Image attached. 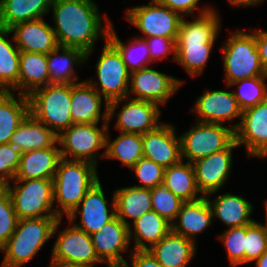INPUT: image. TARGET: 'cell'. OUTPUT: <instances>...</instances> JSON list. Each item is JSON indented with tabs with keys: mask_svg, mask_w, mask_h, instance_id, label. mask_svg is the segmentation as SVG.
<instances>
[{
	"mask_svg": "<svg viewBox=\"0 0 267 267\" xmlns=\"http://www.w3.org/2000/svg\"><path fill=\"white\" fill-rule=\"evenodd\" d=\"M104 158L119 159L132 168L143 157L142 135L122 133L111 143L106 139Z\"/></svg>",
	"mask_w": 267,
	"mask_h": 267,
	"instance_id": "cell-36",
	"label": "cell"
},
{
	"mask_svg": "<svg viewBox=\"0 0 267 267\" xmlns=\"http://www.w3.org/2000/svg\"><path fill=\"white\" fill-rule=\"evenodd\" d=\"M131 233L130 225L115 216L98 232L90 235L98 259L108 262V267H123L127 262L119 253L127 250Z\"/></svg>",
	"mask_w": 267,
	"mask_h": 267,
	"instance_id": "cell-13",
	"label": "cell"
},
{
	"mask_svg": "<svg viewBox=\"0 0 267 267\" xmlns=\"http://www.w3.org/2000/svg\"><path fill=\"white\" fill-rule=\"evenodd\" d=\"M108 40L118 49V51L122 55L123 61L126 64V67L129 72L145 68L147 67V64H150V62H152L150 58L149 47L146 43L145 38L144 39L136 38L134 41H132L131 43L132 45L130 44L129 46H126L116 36V33L114 32L111 26L108 34ZM136 48L142 50V54L140 55L139 58H135L134 55L132 54L134 49Z\"/></svg>",
	"mask_w": 267,
	"mask_h": 267,
	"instance_id": "cell-37",
	"label": "cell"
},
{
	"mask_svg": "<svg viewBox=\"0 0 267 267\" xmlns=\"http://www.w3.org/2000/svg\"><path fill=\"white\" fill-rule=\"evenodd\" d=\"M194 241L171 230L149 251L163 267H186L194 256Z\"/></svg>",
	"mask_w": 267,
	"mask_h": 267,
	"instance_id": "cell-23",
	"label": "cell"
},
{
	"mask_svg": "<svg viewBox=\"0 0 267 267\" xmlns=\"http://www.w3.org/2000/svg\"><path fill=\"white\" fill-rule=\"evenodd\" d=\"M174 127L161 124L142 135L143 157L153 160L164 169L179 163L181 157L180 137H175Z\"/></svg>",
	"mask_w": 267,
	"mask_h": 267,
	"instance_id": "cell-15",
	"label": "cell"
},
{
	"mask_svg": "<svg viewBox=\"0 0 267 267\" xmlns=\"http://www.w3.org/2000/svg\"><path fill=\"white\" fill-rule=\"evenodd\" d=\"M28 98L30 114L47 127H52L51 130L57 136L73 124L71 116V84L42 86L31 92Z\"/></svg>",
	"mask_w": 267,
	"mask_h": 267,
	"instance_id": "cell-5",
	"label": "cell"
},
{
	"mask_svg": "<svg viewBox=\"0 0 267 267\" xmlns=\"http://www.w3.org/2000/svg\"><path fill=\"white\" fill-rule=\"evenodd\" d=\"M135 250H149L172 230V224L154 210L133 221ZM143 239L151 245L148 247Z\"/></svg>",
	"mask_w": 267,
	"mask_h": 267,
	"instance_id": "cell-34",
	"label": "cell"
},
{
	"mask_svg": "<svg viewBox=\"0 0 267 267\" xmlns=\"http://www.w3.org/2000/svg\"><path fill=\"white\" fill-rule=\"evenodd\" d=\"M52 260L83 264L92 267L101 262L91 236L75 225L60 232L53 246Z\"/></svg>",
	"mask_w": 267,
	"mask_h": 267,
	"instance_id": "cell-17",
	"label": "cell"
},
{
	"mask_svg": "<svg viewBox=\"0 0 267 267\" xmlns=\"http://www.w3.org/2000/svg\"><path fill=\"white\" fill-rule=\"evenodd\" d=\"M220 238L228 251V258L231 261V265L244 264L246 225L242 227H229Z\"/></svg>",
	"mask_w": 267,
	"mask_h": 267,
	"instance_id": "cell-40",
	"label": "cell"
},
{
	"mask_svg": "<svg viewBox=\"0 0 267 267\" xmlns=\"http://www.w3.org/2000/svg\"><path fill=\"white\" fill-rule=\"evenodd\" d=\"M201 122L221 124L225 120L242 117V110L233 92L220 90L206 91L194 107Z\"/></svg>",
	"mask_w": 267,
	"mask_h": 267,
	"instance_id": "cell-19",
	"label": "cell"
},
{
	"mask_svg": "<svg viewBox=\"0 0 267 267\" xmlns=\"http://www.w3.org/2000/svg\"><path fill=\"white\" fill-rule=\"evenodd\" d=\"M266 220H267V202H266ZM265 227V230L267 231V222L266 225H263Z\"/></svg>",
	"mask_w": 267,
	"mask_h": 267,
	"instance_id": "cell-53",
	"label": "cell"
},
{
	"mask_svg": "<svg viewBox=\"0 0 267 267\" xmlns=\"http://www.w3.org/2000/svg\"><path fill=\"white\" fill-rule=\"evenodd\" d=\"M160 110L158 104L132 99L118 113L116 128L122 133L143 135L156 129Z\"/></svg>",
	"mask_w": 267,
	"mask_h": 267,
	"instance_id": "cell-20",
	"label": "cell"
},
{
	"mask_svg": "<svg viewBox=\"0 0 267 267\" xmlns=\"http://www.w3.org/2000/svg\"><path fill=\"white\" fill-rule=\"evenodd\" d=\"M98 182L96 165L87 161L59 160L53 178L54 200L57 199L70 223L86 193Z\"/></svg>",
	"mask_w": 267,
	"mask_h": 267,
	"instance_id": "cell-3",
	"label": "cell"
},
{
	"mask_svg": "<svg viewBox=\"0 0 267 267\" xmlns=\"http://www.w3.org/2000/svg\"><path fill=\"white\" fill-rule=\"evenodd\" d=\"M146 43L149 47L151 61L161 59L167 56L170 51L174 53V60H176V40L177 38H166L154 36L146 38Z\"/></svg>",
	"mask_w": 267,
	"mask_h": 267,
	"instance_id": "cell-45",
	"label": "cell"
},
{
	"mask_svg": "<svg viewBox=\"0 0 267 267\" xmlns=\"http://www.w3.org/2000/svg\"><path fill=\"white\" fill-rule=\"evenodd\" d=\"M103 128L97 127L98 123L72 124L58 136V142L64 148L60 149L63 159H68L70 153L73 160L87 161L96 165V151L106 147L108 134V107L102 115Z\"/></svg>",
	"mask_w": 267,
	"mask_h": 267,
	"instance_id": "cell-9",
	"label": "cell"
},
{
	"mask_svg": "<svg viewBox=\"0 0 267 267\" xmlns=\"http://www.w3.org/2000/svg\"><path fill=\"white\" fill-rule=\"evenodd\" d=\"M114 198L116 216L127 225L129 224L125 217L135 221L152 210L151 192L148 188L136 186L121 188L115 191Z\"/></svg>",
	"mask_w": 267,
	"mask_h": 267,
	"instance_id": "cell-30",
	"label": "cell"
},
{
	"mask_svg": "<svg viewBox=\"0 0 267 267\" xmlns=\"http://www.w3.org/2000/svg\"><path fill=\"white\" fill-rule=\"evenodd\" d=\"M50 267H89L83 264L52 260Z\"/></svg>",
	"mask_w": 267,
	"mask_h": 267,
	"instance_id": "cell-49",
	"label": "cell"
},
{
	"mask_svg": "<svg viewBox=\"0 0 267 267\" xmlns=\"http://www.w3.org/2000/svg\"><path fill=\"white\" fill-rule=\"evenodd\" d=\"M152 199V210L166 219L169 223L177 218L181 209L182 201L174 195L163 184L150 189Z\"/></svg>",
	"mask_w": 267,
	"mask_h": 267,
	"instance_id": "cell-39",
	"label": "cell"
},
{
	"mask_svg": "<svg viewBox=\"0 0 267 267\" xmlns=\"http://www.w3.org/2000/svg\"><path fill=\"white\" fill-rule=\"evenodd\" d=\"M132 267H163L149 250H134ZM123 267H130L127 263Z\"/></svg>",
	"mask_w": 267,
	"mask_h": 267,
	"instance_id": "cell-46",
	"label": "cell"
},
{
	"mask_svg": "<svg viewBox=\"0 0 267 267\" xmlns=\"http://www.w3.org/2000/svg\"><path fill=\"white\" fill-rule=\"evenodd\" d=\"M179 163L164 170L163 185L174 195L184 202L196 201L201 197H196L199 191L192 163Z\"/></svg>",
	"mask_w": 267,
	"mask_h": 267,
	"instance_id": "cell-33",
	"label": "cell"
},
{
	"mask_svg": "<svg viewBox=\"0 0 267 267\" xmlns=\"http://www.w3.org/2000/svg\"><path fill=\"white\" fill-rule=\"evenodd\" d=\"M96 70L101 90L96 88V82L88 81V83L104 96L106 107H108V120H110L116 106L122 102L121 100L129 97L130 72L122 55L108 39L96 64Z\"/></svg>",
	"mask_w": 267,
	"mask_h": 267,
	"instance_id": "cell-6",
	"label": "cell"
},
{
	"mask_svg": "<svg viewBox=\"0 0 267 267\" xmlns=\"http://www.w3.org/2000/svg\"><path fill=\"white\" fill-rule=\"evenodd\" d=\"M131 169H134L135 174L144 184L136 187L152 189L163 183L165 169L153 160L142 157Z\"/></svg>",
	"mask_w": 267,
	"mask_h": 267,
	"instance_id": "cell-42",
	"label": "cell"
},
{
	"mask_svg": "<svg viewBox=\"0 0 267 267\" xmlns=\"http://www.w3.org/2000/svg\"><path fill=\"white\" fill-rule=\"evenodd\" d=\"M223 53L227 85L246 78L267 76L260 61L255 34L237 31L226 42Z\"/></svg>",
	"mask_w": 267,
	"mask_h": 267,
	"instance_id": "cell-8",
	"label": "cell"
},
{
	"mask_svg": "<svg viewBox=\"0 0 267 267\" xmlns=\"http://www.w3.org/2000/svg\"><path fill=\"white\" fill-rule=\"evenodd\" d=\"M17 222L18 218L10 194L6 191L0 197V248L14 233Z\"/></svg>",
	"mask_w": 267,
	"mask_h": 267,
	"instance_id": "cell-43",
	"label": "cell"
},
{
	"mask_svg": "<svg viewBox=\"0 0 267 267\" xmlns=\"http://www.w3.org/2000/svg\"><path fill=\"white\" fill-rule=\"evenodd\" d=\"M257 267H267V251L264 252L257 260Z\"/></svg>",
	"mask_w": 267,
	"mask_h": 267,
	"instance_id": "cell-51",
	"label": "cell"
},
{
	"mask_svg": "<svg viewBox=\"0 0 267 267\" xmlns=\"http://www.w3.org/2000/svg\"><path fill=\"white\" fill-rule=\"evenodd\" d=\"M7 191V184L0 180V197Z\"/></svg>",
	"mask_w": 267,
	"mask_h": 267,
	"instance_id": "cell-52",
	"label": "cell"
},
{
	"mask_svg": "<svg viewBox=\"0 0 267 267\" xmlns=\"http://www.w3.org/2000/svg\"><path fill=\"white\" fill-rule=\"evenodd\" d=\"M101 101V95L87 81L71 84L73 124L98 123Z\"/></svg>",
	"mask_w": 267,
	"mask_h": 267,
	"instance_id": "cell-25",
	"label": "cell"
},
{
	"mask_svg": "<svg viewBox=\"0 0 267 267\" xmlns=\"http://www.w3.org/2000/svg\"><path fill=\"white\" fill-rule=\"evenodd\" d=\"M264 78L267 76L246 78L230 84H239V91L233 93L242 111L267 99V87L263 81Z\"/></svg>",
	"mask_w": 267,
	"mask_h": 267,
	"instance_id": "cell-38",
	"label": "cell"
},
{
	"mask_svg": "<svg viewBox=\"0 0 267 267\" xmlns=\"http://www.w3.org/2000/svg\"><path fill=\"white\" fill-rule=\"evenodd\" d=\"M207 200L213 216L219 217L229 227H242L254 222L249 218L252 205L240 196L227 193L217 197L213 203Z\"/></svg>",
	"mask_w": 267,
	"mask_h": 267,
	"instance_id": "cell-31",
	"label": "cell"
},
{
	"mask_svg": "<svg viewBox=\"0 0 267 267\" xmlns=\"http://www.w3.org/2000/svg\"><path fill=\"white\" fill-rule=\"evenodd\" d=\"M51 6L57 24L53 30L59 46L78 48L86 54L87 60L99 35L108 39L112 25L107 21L105 31L102 29L99 11L92 0H53Z\"/></svg>",
	"mask_w": 267,
	"mask_h": 267,
	"instance_id": "cell-1",
	"label": "cell"
},
{
	"mask_svg": "<svg viewBox=\"0 0 267 267\" xmlns=\"http://www.w3.org/2000/svg\"><path fill=\"white\" fill-rule=\"evenodd\" d=\"M106 200L100 181L94 185L84 196L79 206H82L81 226L76 227L82 229L87 234L92 235L98 232L104 225L111 221L115 216V198L113 196L112 212H108Z\"/></svg>",
	"mask_w": 267,
	"mask_h": 267,
	"instance_id": "cell-22",
	"label": "cell"
},
{
	"mask_svg": "<svg viewBox=\"0 0 267 267\" xmlns=\"http://www.w3.org/2000/svg\"><path fill=\"white\" fill-rule=\"evenodd\" d=\"M53 0H0V28L9 29L21 22L41 19Z\"/></svg>",
	"mask_w": 267,
	"mask_h": 267,
	"instance_id": "cell-27",
	"label": "cell"
},
{
	"mask_svg": "<svg viewBox=\"0 0 267 267\" xmlns=\"http://www.w3.org/2000/svg\"><path fill=\"white\" fill-rule=\"evenodd\" d=\"M49 84L47 54L20 52L18 88H26L28 91L19 90V93L29 96L31 92L41 88V85Z\"/></svg>",
	"mask_w": 267,
	"mask_h": 267,
	"instance_id": "cell-29",
	"label": "cell"
},
{
	"mask_svg": "<svg viewBox=\"0 0 267 267\" xmlns=\"http://www.w3.org/2000/svg\"><path fill=\"white\" fill-rule=\"evenodd\" d=\"M15 181L25 182L23 185H15L14 190L7 184V192L10 194L18 220L41 217L62 218L61 208L51 210L54 202L53 179ZM43 212L49 213L45 215Z\"/></svg>",
	"mask_w": 267,
	"mask_h": 267,
	"instance_id": "cell-7",
	"label": "cell"
},
{
	"mask_svg": "<svg viewBox=\"0 0 267 267\" xmlns=\"http://www.w3.org/2000/svg\"><path fill=\"white\" fill-rule=\"evenodd\" d=\"M195 21L180 23L176 40V60L194 77L200 73L218 34L219 20L214 10L203 9Z\"/></svg>",
	"mask_w": 267,
	"mask_h": 267,
	"instance_id": "cell-2",
	"label": "cell"
},
{
	"mask_svg": "<svg viewBox=\"0 0 267 267\" xmlns=\"http://www.w3.org/2000/svg\"><path fill=\"white\" fill-rule=\"evenodd\" d=\"M59 50L62 54L59 55ZM54 55V56H53ZM85 53L78 48L57 46L47 54V65L49 69L50 84H77V76L73 78V64L85 62ZM58 60V61H57ZM73 78V79H71Z\"/></svg>",
	"mask_w": 267,
	"mask_h": 267,
	"instance_id": "cell-32",
	"label": "cell"
},
{
	"mask_svg": "<svg viewBox=\"0 0 267 267\" xmlns=\"http://www.w3.org/2000/svg\"><path fill=\"white\" fill-rule=\"evenodd\" d=\"M14 32V41L20 52L45 53L58 45L53 27L41 19L15 24L9 28Z\"/></svg>",
	"mask_w": 267,
	"mask_h": 267,
	"instance_id": "cell-18",
	"label": "cell"
},
{
	"mask_svg": "<svg viewBox=\"0 0 267 267\" xmlns=\"http://www.w3.org/2000/svg\"><path fill=\"white\" fill-rule=\"evenodd\" d=\"M16 101L10 91H0V144H7L15 130L30 114L28 96L19 93Z\"/></svg>",
	"mask_w": 267,
	"mask_h": 267,
	"instance_id": "cell-28",
	"label": "cell"
},
{
	"mask_svg": "<svg viewBox=\"0 0 267 267\" xmlns=\"http://www.w3.org/2000/svg\"><path fill=\"white\" fill-rule=\"evenodd\" d=\"M267 251V231L262 224L246 225L245 263L256 261Z\"/></svg>",
	"mask_w": 267,
	"mask_h": 267,
	"instance_id": "cell-41",
	"label": "cell"
},
{
	"mask_svg": "<svg viewBox=\"0 0 267 267\" xmlns=\"http://www.w3.org/2000/svg\"><path fill=\"white\" fill-rule=\"evenodd\" d=\"M260 61L267 74V32H254Z\"/></svg>",
	"mask_w": 267,
	"mask_h": 267,
	"instance_id": "cell-48",
	"label": "cell"
},
{
	"mask_svg": "<svg viewBox=\"0 0 267 267\" xmlns=\"http://www.w3.org/2000/svg\"><path fill=\"white\" fill-rule=\"evenodd\" d=\"M60 159V148L57 147L21 153L14 180L53 179Z\"/></svg>",
	"mask_w": 267,
	"mask_h": 267,
	"instance_id": "cell-21",
	"label": "cell"
},
{
	"mask_svg": "<svg viewBox=\"0 0 267 267\" xmlns=\"http://www.w3.org/2000/svg\"><path fill=\"white\" fill-rule=\"evenodd\" d=\"M181 157L193 163L212 153L227 149L235 141V130L222 124L197 122L180 137Z\"/></svg>",
	"mask_w": 267,
	"mask_h": 267,
	"instance_id": "cell-10",
	"label": "cell"
},
{
	"mask_svg": "<svg viewBox=\"0 0 267 267\" xmlns=\"http://www.w3.org/2000/svg\"><path fill=\"white\" fill-rule=\"evenodd\" d=\"M151 4L129 9L128 21L140 29L146 38L154 36L177 38L182 20L181 14L155 0H151Z\"/></svg>",
	"mask_w": 267,
	"mask_h": 267,
	"instance_id": "cell-11",
	"label": "cell"
},
{
	"mask_svg": "<svg viewBox=\"0 0 267 267\" xmlns=\"http://www.w3.org/2000/svg\"><path fill=\"white\" fill-rule=\"evenodd\" d=\"M236 146L234 141L227 149L192 163L196 184L203 196L215 193L224 185L231 169L232 149Z\"/></svg>",
	"mask_w": 267,
	"mask_h": 267,
	"instance_id": "cell-16",
	"label": "cell"
},
{
	"mask_svg": "<svg viewBox=\"0 0 267 267\" xmlns=\"http://www.w3.org/2000/svg\"><path fill=\"white\" fill-rule=\"evenodd\" d=\"M37 121L29 114L13 133L10 144L21 153L56 147L58 136L51 128Z\"/></svg>",
	"mask_w": 267,
	"mask_h": 267,
	"instance_id": "cell-24",
	"label": "cell"
},
{
	"mask_svg": "<svg viewBox=\"0 0 267 267\" xmlns=\"http://www.w3.org/2000/svg\"><path fill=\"white\" fill-rule=\"evenodd\" d=\"M21 159V152L12 144H0V180L9 184L14 179Z\"/></svg>",
	"mask_w": 267,
	"mask_h": 267,
	"instance_id": "cell-44",
	"label": "cell"
},
{
	"mask_svg": "<svg viewBox=\"0 0 267 267\" xmlns=\"http://www.w3.org/2000/svg\"><path fill=\"white\" fill-rule=\"evenodd\" d=\"M262 0H229V2L231 4H233L234 6H240V5H244V6H249L252 4H256L259 3Z\"/></svg>",
	"mask_w": 267,
	"mask_h": 267,
	"instance_id": "cell-50",
	"label": "cell"
},
{
	"mask_svg": "<svg viewBox=\"0 0 267 267\" xmlns=\"http://www.w3.org/2000/svg\"><path fill=\"white\" fill-rule=\"evenodd\" d=\"M238 146L246 144L253 156H267V99L242 112L241 122L232 127Z\"/></svg>",
	"mask_w": 267,
	"mask_h": 267,
	"instance_id": "cell-12",
	"label": "cell"
},
{
	"mask_svg": "<svg viewBox=\"0 0 267 267\" xmlns=\"http://www.w3.org/2000/svg\"><path fill=\"white\" fill-rule=\"evenodd\" d=\"M10 33L9 29L0 28V91L5 92L10 91L9 86L18 88L19 77L20 51L4 37Z\"/></svg>",
	"mask_w": 267,
	"mask_h": 267,
	"instance_id": "cell-35",
	"label": "cell"
},
{
	"mask_svg": "<svg viewBox=\"0 0 267 267\" xmlns=\"http://www.w3.org/2000/svg\"><path fill=\"white\" fill-rule=\"evenodd\" d=\"M129 85L132 94H136V100L166 104L167 99L178 90L179 80L150 68H142L130 72Z\"/></svg>",
	"mask_w": 267,
	"mask_h": 267,
	"instance_id": "cell-14",
	"label": "cell"
},
{
	"mask_svg": "<svg viewBox=\"0 0 267 267\" xmlns=\"http://www.w3.org/2000/svg\"><path fill=\"white\" fill-rule=\"evenodd\" d=\"M60 221V217L18 220L14 233L0 248L6 252L2 263L6 267H20L31 260L45 242L54 235Z\"/></svg>",
	"mask_w": 267,
	"mask_h": 267,
	"instance_id": "cell-4",
	"label": "cell"
},
{
	"mask_svg": "<svg viewBox=\"0 0 267 267\" xmlns=\"http://www.w3.org/2000/svg\"><path fill=\"white\" fill-rule=\"evenodd\" d=\"M179 223H172V231L185 238L193 240L192 235L204 231L213 217L207 197L184 202L177 215Z\"/></svg>",
	"mask_w": 267,
	"mask_h": 267,
	"instance_id": "cell-26",
	"label": "cell"
},
{
	"mask_svg": "<svg viewBox=\"0 0 267 267\" xmlns=\"http://www.w3.org/2000/svg\"><path fill=\"white\" fill-rule=\"evenodd\" d=\"M157 3L167 6L178 13L192 14L199 0H155Z\"/></svg>",
	"mask_w": 267,
	"mask_h": 267,
	"instance_id": "cell-47",
	"label": "cell"
}]
</instances>
